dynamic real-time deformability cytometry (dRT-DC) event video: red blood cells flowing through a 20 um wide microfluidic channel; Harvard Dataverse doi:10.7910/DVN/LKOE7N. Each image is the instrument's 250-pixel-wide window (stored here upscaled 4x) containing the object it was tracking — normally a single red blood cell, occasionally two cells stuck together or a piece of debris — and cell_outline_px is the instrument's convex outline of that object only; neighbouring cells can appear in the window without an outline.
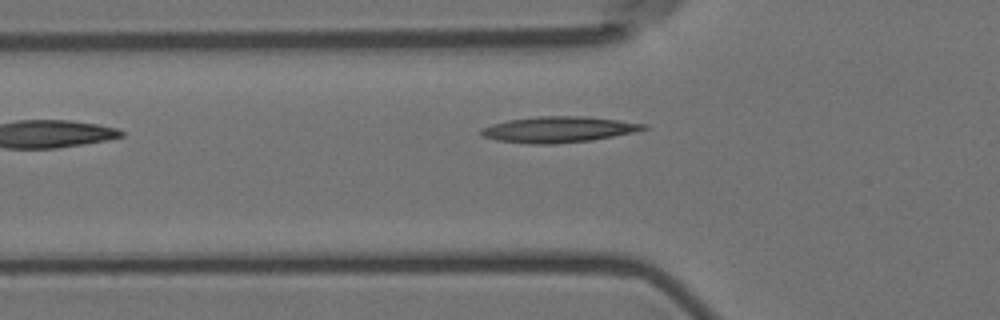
{"species": "Egyptian fruit bat (a non-hibernating species)", "species_latin": "Rousettus aegyptiacus", "temperature_condition": "room temperature", "stored_images_in_passage": 5, "camera_frame_rate_fps": 3000, "um_per_image_px": 0.085, "animal": {"sex": "female"}, "frame": {"image": 1, "passage_image": 4, "time_ms": 3.667, "image_size_px": [1000, 320], "cell_outline_px": [[648, 128], [632, 132], [592, 140], [552, 144], [528, 144], [496, 140], [480, 136], [480, 128], [492, 124], [508, 120], [536, 116], [584, 116], [648, 124]], "centroid_in_image_um": [47.4, 11.01], "position_along_channel_um": 78.4, "area_um2": 24.51}}
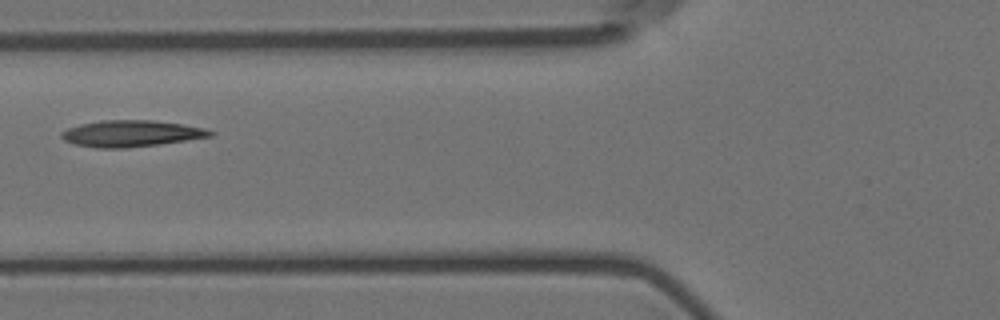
{"frame": {"image": 2, "passage_image": 5, "time_ms": 4.667, "image_size_px": [1000, 320], "cell_outline_px": [[216, 132], [212, 136], [160, 144], [124, 148], [96, 148], [76, 144], [64, 140], [60, 136], [60, 132], [68, 128], [80, 124], [100, 120], [152, 120], [180, 124], [204, 128]], "centroid_in_image_um": [11.13, 11.35], "position_along_channel_um": 114.7, "area_um2": 22.83}}